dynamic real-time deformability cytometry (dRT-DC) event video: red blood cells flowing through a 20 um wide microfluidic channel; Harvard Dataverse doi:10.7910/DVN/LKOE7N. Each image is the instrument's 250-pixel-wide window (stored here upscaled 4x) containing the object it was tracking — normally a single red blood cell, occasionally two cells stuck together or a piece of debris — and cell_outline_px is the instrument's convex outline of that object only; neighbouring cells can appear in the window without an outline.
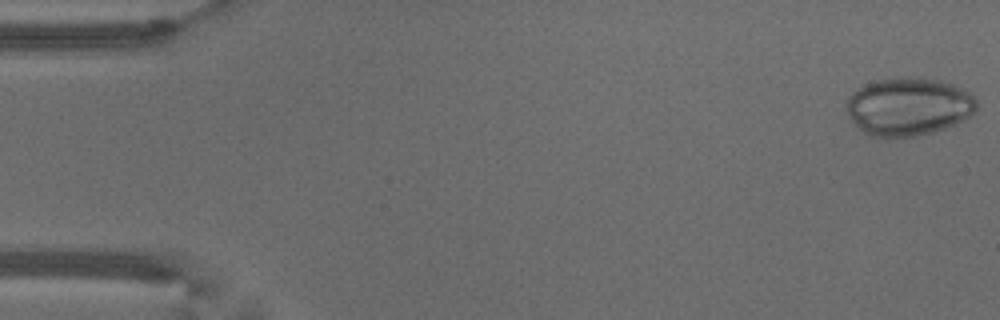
{"species": "common noctule bat (a hibernating species)", "species_latin": "Nyctalus noctula", "temperature_condition": "warm", "stored_images_in_passage": 52, "camera_frame_rate_fps": 3000, "um_per_image_px": 0.085, "animal": {"sex": "male", "body_mass_g": 18.8}, "frame": {"image": 1, "passage_image": 1, "time_ms": 0.0, "image_size_px": [1000, 320], "cell_outline_px": [[976, 108], [968, 116], [956, 124], [932, 132], [912, 136], [872, 136], [864, 132], [852, 120], [848, 112], [848, 96], [852, 92], [864, 84], [880, 80], [900, 76], [920, 76], [940, 80], [964, 88], [976, 100]], "centroid_in_image_um": [77.23, 9.02], "position_along_channel_um": 7.8, "area_um2": 43.7}}
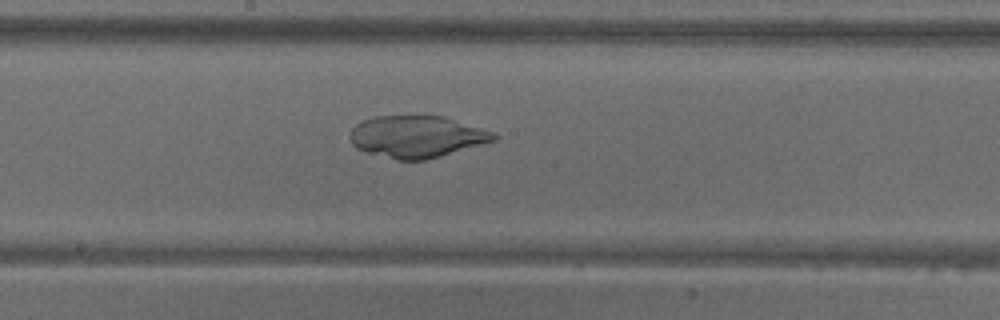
{"frame": {"image": 2, "passage_image": 28, "time_ms": 9.0, "image_size_px": [1000, 320], "cell_outline_px": [[500, 136], [496, 140], [440, 156], [424, 160], [396, 160], [368, 152], [356, 148], [352, 144], [348, 136], [352, 128], [356, 124], [364, 120], [376, 116], [444, 116], [496, 132]], "centroid_in_image_um": [35.44, 11.61], "position_along_channel_um": 212.8, "area_um2": 35.14}}
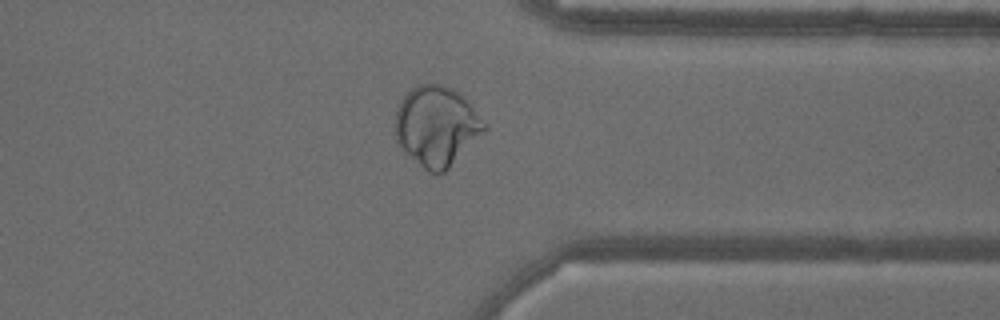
{"frame": {"image": 3, "passage_image": 41, "time_ms": 13.333, "image_size_px": [1000, 320], "cell_outline_px": [[488, 128], [444, 172], [428, 172], [404, 152], [396, 140], [396, 108], [400, 100], [416, 84], [444, 84], [452, 88], [464, 96], [468, 100], [488, 124]], "centroid_in_image_um": [37.12, 10.68], "position_along_channel_um": 374.3, "area_um2": 41.5}}